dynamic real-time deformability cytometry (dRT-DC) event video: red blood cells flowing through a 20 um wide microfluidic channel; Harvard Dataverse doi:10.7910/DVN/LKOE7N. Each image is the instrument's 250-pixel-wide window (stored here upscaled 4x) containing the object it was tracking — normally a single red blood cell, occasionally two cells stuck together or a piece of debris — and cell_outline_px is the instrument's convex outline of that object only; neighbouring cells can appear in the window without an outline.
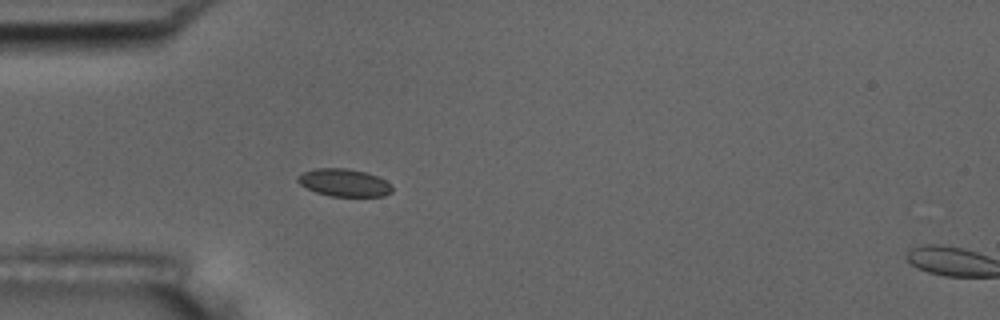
{"species": "common noctule bat (a hibernating species)", "species_latin": "Nyctalus noctula", "temperature_condition": "room temperature", "stored_images_in_passage": 2, "camera_frame_rate_fps": 3000, "um_per_image_px": 0.085, "animal": {"sex": "male", "body_mass_g": 17.5, "forearm_length_mm": 52.3}, "frame": {"image": 1, "passage_image": 1, "time_ms": 0.0, "image_size_px": [1000, 320], "cell_outline_px": [[392, 192], [384, 196], [332, 196], [316, 192], [300, 184], [296, 180], [296, 176], [304, 172], [316, 168], [348, 168], [364, 172], [376, 176], [384, 180], [392, 188]], "centroid_in_image_um": [29.22, 15.52], "position_along_channel_um": 55.8, "area_um2": 14.97}}